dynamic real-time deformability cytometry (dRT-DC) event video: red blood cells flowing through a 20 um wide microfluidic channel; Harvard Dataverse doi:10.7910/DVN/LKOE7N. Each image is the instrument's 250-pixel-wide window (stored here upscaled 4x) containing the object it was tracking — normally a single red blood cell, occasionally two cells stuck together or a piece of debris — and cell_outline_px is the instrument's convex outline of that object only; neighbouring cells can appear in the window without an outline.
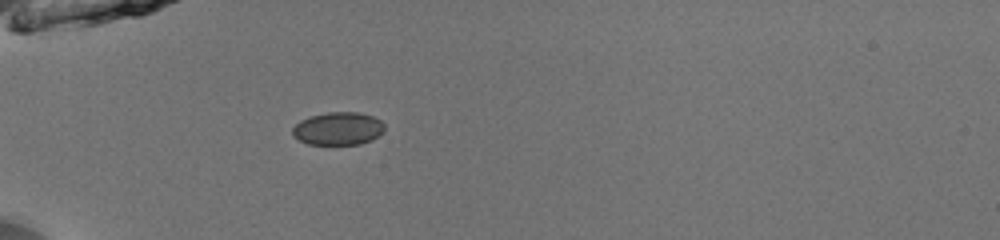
{"species": "common noctule bat (a hibernating species)", "species_latin": "Nyctalus noctula", "temperature_condition": "room temperature", "stored_images_in_passage": 31, "camera_frame_rate_fps": 3000, "um_per_image_px": 0.085, "animal": {"sex": "male", "body_mass_g": 13.0, "forearm_length_mm": 53.1}, "frame": {"image": 1, "passage_image": 1, "time_ms": 0.0, "image_size_px": [1000, 240], "cell_outline_px": [[384, 132], [372, 140], [360, 144], [308, 144], [292, 136], [292, 128], [300, 120], [312, 116], [328, 112], [360, 112], [372, 116], [380, 120], [384, 124]], "centroid_in_image_um": [28.75, 10.93], "position_along_channel_um": 56.2, "area_um2": 17.69}}
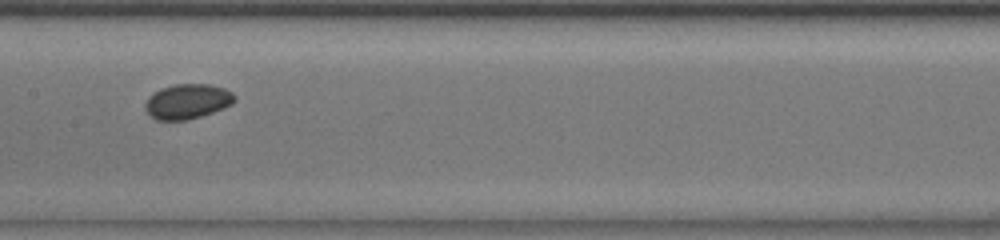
{"frame": {"image": 2, "passage_image": 12, "time_ms": 3.667, "image_size_px": [1000, 240], "cell_outline_px": [[236, 100], [232, 104], [224, 108], [188, 120], [156, 120], [144, 108], [144, 104], [148, 96], [160, 88], [176, 84], [208, 84], [224, 88], [232, 92], [236, 96]], "centroid_in_image_um": [15.93, 8.61], "position_along_channel_um": 191.5, "area_um2": 18.26}}
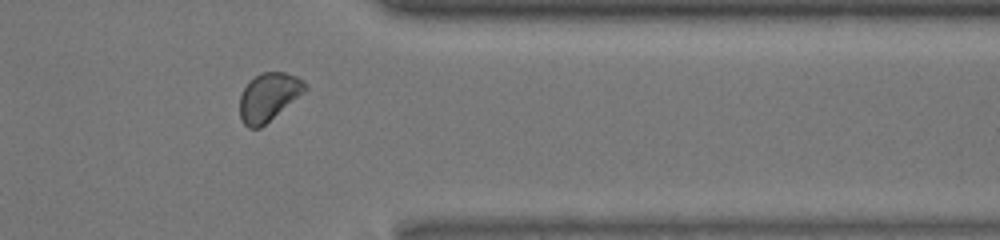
{"frame": {"image": 3, "passage_image": 27, "time_ms": 8.667, "image_size_px": [1000, 240], "cell_outline_px": [[308, 88], [304, 92], [260, 128], [248, 128], [244, 124], [240, 116], [240, 96], [244, 88], [260, 72], [284, 72], [296, 76], [304, 80], [308, 84]], "centroid_in_image_um": [22.85, 8.23], "position_along_channel_um": 388.6, "area_um2": 18.09}, "authors_computed_cell_mechanics": {"area_um2": 18.0914, "velocity_mm_per_s": 4.0203, "shape_relaxation_time_tau1_ms": 0.2128, "shape_relaxation_time_tau2_ms": 9.26, "deformation_change_tau1": 0.0261, "deformation_change_tau2": 0.0688}}